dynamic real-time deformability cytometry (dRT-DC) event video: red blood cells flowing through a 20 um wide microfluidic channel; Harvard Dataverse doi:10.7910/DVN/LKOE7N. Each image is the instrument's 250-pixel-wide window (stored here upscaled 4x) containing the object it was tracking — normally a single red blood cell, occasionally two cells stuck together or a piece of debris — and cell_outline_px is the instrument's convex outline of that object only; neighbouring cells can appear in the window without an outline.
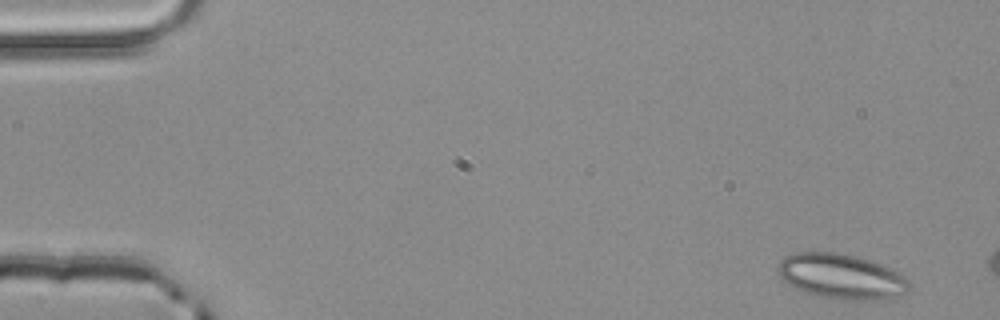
{"species": "common noctule bat (a hibernating species)", "species_latin": "Nyctalus noctula", "temperature_condition": "room temperature", "stored_images_in_passage": 3, "camera_frame_rate_fps": 3000, "um_per_image_px": 0.085, "animal": {"sex": "male", "body_mass_g": 20.4}, "frame": {"image": 1, "passage_image": 1, "time_ms": 0.0, "image_size_px": [1000, 320], "cell_outline_px": [[912, 284], [908, 292], [892, 300], [844, 300], [804, 292], [788, 284], [776, 272], [776, 268], [780, 260], [784, 256], [796, 252], [836, 252], [856, 256], [892, 268], [900, 272]], "centroid_in_image_um": [71.56, 23.5], "position_along_channel_um": 13.4, "area_um2": 35.03}}